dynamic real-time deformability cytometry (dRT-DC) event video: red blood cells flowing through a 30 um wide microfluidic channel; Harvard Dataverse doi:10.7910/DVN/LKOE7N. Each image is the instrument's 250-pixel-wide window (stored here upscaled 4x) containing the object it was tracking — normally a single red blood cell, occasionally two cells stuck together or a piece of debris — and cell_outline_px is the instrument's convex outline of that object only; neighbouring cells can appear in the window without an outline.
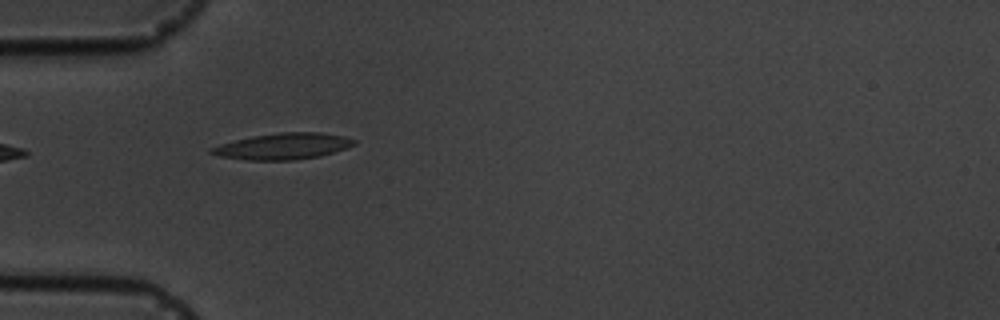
{"species": "common noctule bat (a hibernating species)", "species_latin": "Nyctalus noctula", "temperature_condition": "cold", "stored_images_in_passage": 5, "camera_frame_rate_fps": 3000, "um_per_image_px": 0.085, "animal": {"sex": "male", "body_mass_g": 19.5, "forearm_length_mm": 54.6}, "frame": {"image": 1, "passage_image": 4, "time_ms": 4.333, "image_size_px": [1000, 320], "cell_outline_px": [[356, 144], [348, 148], [320, 156], [292, 160], [248, 160], [220, 156], [208, 152], [208, 148], [236, 140], [252, 136], [280, 132], [320, 132], [344, 136], [356, 140]], "centroid_in_image_um": [24.09, 12.43], "position_along_channel_um": 60.9, "area_um2": 21.79}}
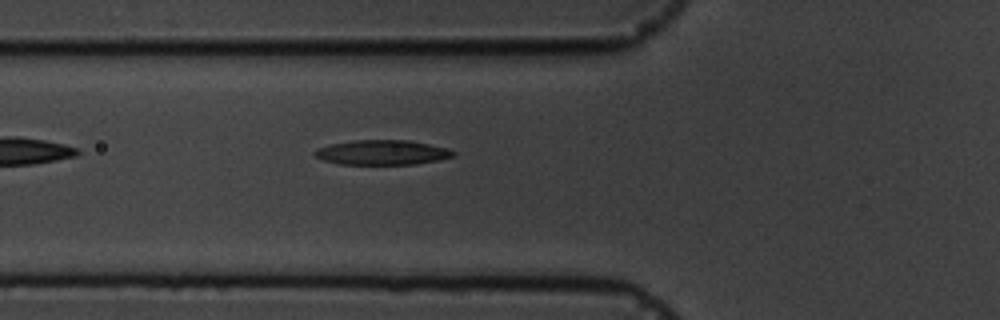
{"frame": {"image": 2, "passage_image": 5, "time_ms": 5.333, "image_size_px": [1000, 320], "cell_outline_px": [[456, 152], [452, 156], [440, 160], [416, 164], [340, 164], [324, 160], [316, 156], [312, 152], [316, 148], [328, 144], [352, 140], [408, 140], [448, 148]], "centroid_in_image_um": [32.46, 12.95], "position_along_channel_um": 93.3, "area_um2": 20.06}}